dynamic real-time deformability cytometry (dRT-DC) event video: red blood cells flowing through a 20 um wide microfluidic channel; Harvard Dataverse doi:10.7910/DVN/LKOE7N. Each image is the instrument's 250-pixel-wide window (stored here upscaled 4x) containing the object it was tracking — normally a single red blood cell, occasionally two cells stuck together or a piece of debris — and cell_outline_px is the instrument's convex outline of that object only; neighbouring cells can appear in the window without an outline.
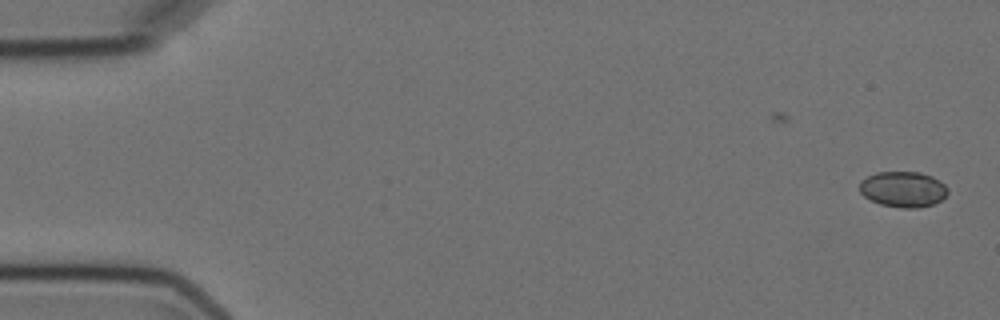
{"species": "Egyptian fruit bat (a non-hibernating species)", "species_latin": "Rousettus aegyptiacus", "temperature_condition": "cold", "stored_images_in_passage": 6, "camera_frame_rate_fps": 3000, "um_per_image_px": 0.085, "animal": {"sex": "female"}, "frame": {"image": 1, "passage_image": 1, "time_ms": 0.0, "image_size_px": [1000, 320], "cell_outline_px": [[948, 192], [940, 200], [932, 204], [920, 208], [904, 208], [880, 204], [864, 196], [860, 192], [860, 180], [876, 172], [920, 172], [932, 176], [940, 180], [948, 188]], "centroid_in_image_um": [76.77, 16.08], "position_along_channel_um": 8.2, "area_um2": 18.32}}
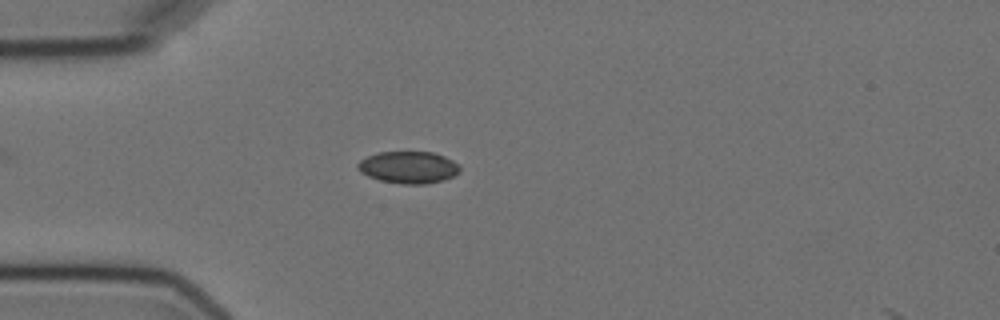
{"frame": {"image": 2, "passage_image": 5, "time_ms": 4.667, "image_size_px": [1000, 320], "cell_outline_px": [[460, 168], [452, 176], [428, 184], [404, 184], [380, 180], [368, 176], [360, 172], [356, 168], [356, 164], [360, 160], [368, 156], [380, 152], [432, 152], [444, 156], [460, 164]], "centroid_in_image_um": [34.68, 14.22], "position_along_channel_um": 50.3, "area_um2": 18.9}}